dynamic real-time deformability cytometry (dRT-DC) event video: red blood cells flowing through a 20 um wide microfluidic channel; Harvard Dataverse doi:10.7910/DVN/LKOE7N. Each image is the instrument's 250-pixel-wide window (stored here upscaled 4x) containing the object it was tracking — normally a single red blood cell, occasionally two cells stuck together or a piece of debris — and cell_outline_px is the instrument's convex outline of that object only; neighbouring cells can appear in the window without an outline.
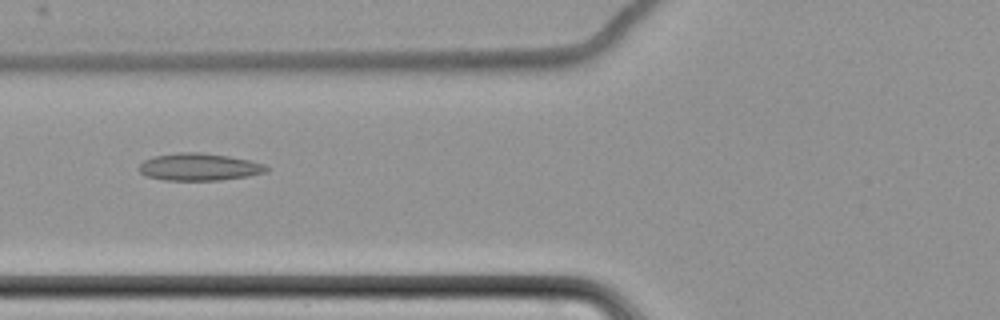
{"species": "common noctule bat (a hibernating species)", "species_latin": "Nyctalus noctula", "temperature_condition": "cold", "stored_images_in_passage": 7, "camera_frame_rate_fps": 3000, "um_per_image_px": 0.085, "animal": {"sex": "female", "body_mass_g": 22.7, "forearm_length_mm": 54.2}, "frame": {"image": 1, "passage_image": 7, "time_ms": 8.333, "image_size_px": [1000, 320], "cell_outline_px": [[272, 168], [268, 172], [248, 176], [220, 180], [164, 180], [144, 176], [136, 168], [144, 160], [152, 156], [176, 152], [200, 152], [228, 156], [248, 160], [264, 164]], "centroid_in_image_um": [16.91, 14.19], "position_along_channel_um": 108.9, "area_um2": 20.58}}